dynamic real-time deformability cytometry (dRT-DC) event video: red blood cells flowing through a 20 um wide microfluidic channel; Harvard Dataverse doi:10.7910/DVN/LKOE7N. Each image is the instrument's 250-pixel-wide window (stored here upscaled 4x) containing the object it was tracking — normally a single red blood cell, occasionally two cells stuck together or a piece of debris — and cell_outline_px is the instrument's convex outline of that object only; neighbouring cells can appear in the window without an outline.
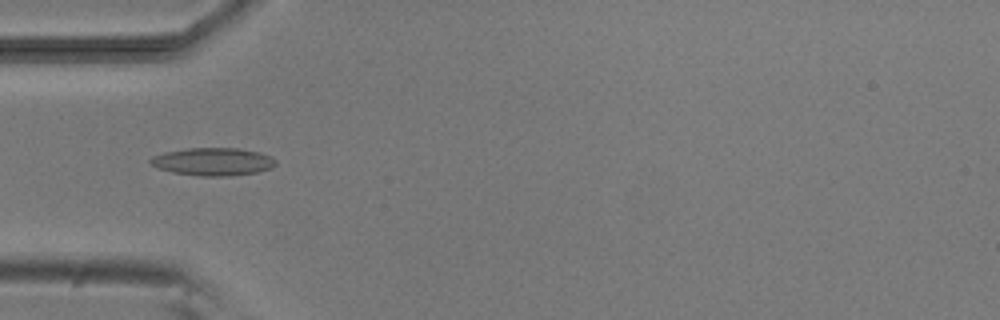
{"species": "common noctule bat (a hibernating species)", "species_latin": "Nyctalus noctula", "temperature_condition": "room temperature", "stored_images_in_passage": 6, "camera_frame_rate_fps": 3000, "um_per_image_px": 0.085, "animal": {"sex": "male", "body_mass_g": 20.5, "forearm_length_mm": 52.5}, "frame": {"image": 1, "passage_image": 4, "time_ms": 4.333, "image_size_px": [1000, 320], "cell_outline_px": [[276, 164], [272, 168], [256, 172], [228, 176], [200, 176], [172, 172], [156, 168], [148, 160], [152, 156], [164, 152], [188, 148], [240, 148], [260, 152], [272, 156], [276, 160]], "centroid_in_image_um": [18.11, 13.73], "position_along_channel_um": 66.9, "area_um2": 20.46}}
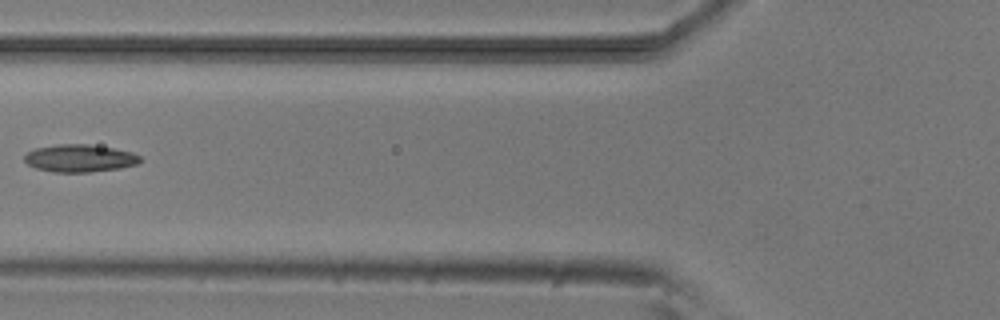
{"frame": {"image": 2, "passage_image": 5, "time_ms": 5.667, "image_size_px": [1000, 320], "cell_outline_px": [[144, 160], [136, 164], [120, 168], [88, 172], [52, 172], [36, 168], [28, 164], [24, 160], [24, 156], [28, 152], [36, 148], [56, 144], [88, 144], [112, 148], [132, 152], [140, 156]], "centroid_in_image_um": [6.78, 13.45], "position_along_channel_um": 119.0, "area_um2": 18.55}}
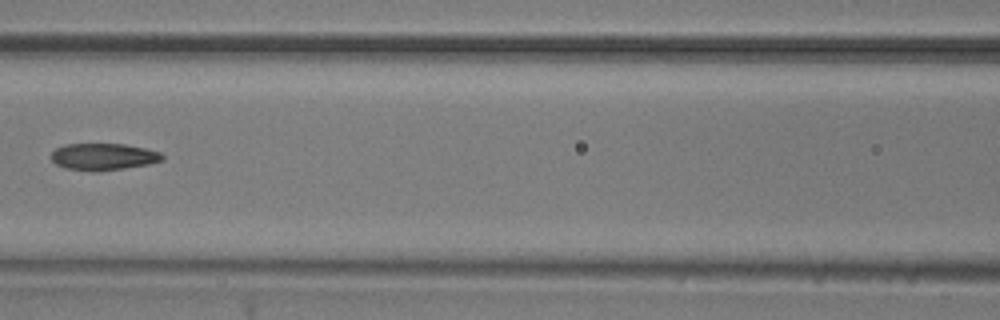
{"frame": {"image": 3, "passage_image": 6, "time_ms": 6.667, "image_size_px": [1000, 320], "cell_outline_px": [[164, 160], [148, 164], [124, 168], [96, 172], [92, 172], [64, 168], [56, 164], [52, 160], [52, 152], [56, 148], [64, 144], [124, 144], [144, 148], [160, 152], [164, 156]], "centroid_in_image_um": [8.78, 13.33], "position_along_channel_um": 157.8, "area_um2": 17.46}}